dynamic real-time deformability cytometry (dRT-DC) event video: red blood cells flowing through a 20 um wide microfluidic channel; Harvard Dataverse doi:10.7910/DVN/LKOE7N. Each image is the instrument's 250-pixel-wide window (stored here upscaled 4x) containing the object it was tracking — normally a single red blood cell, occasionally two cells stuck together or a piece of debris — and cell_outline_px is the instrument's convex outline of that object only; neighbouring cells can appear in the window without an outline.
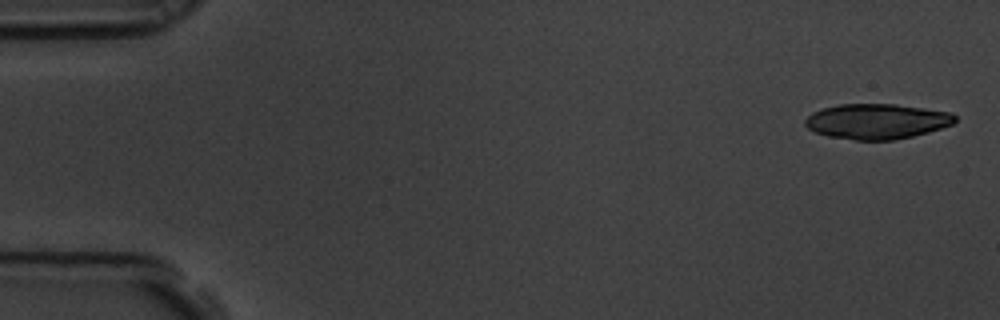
{"species": "common noctule bat (a hibernating species)", "species_latin": "Nyctalus noctula", "temperature_condition": "room temperature", "stored_images_in_passage": 5, "camera_frame_rate_fps": 3000, "um_per_image_px": 0.085, "animal": {"sex": "male", "body_mass_g": 19.5, "forearm_length_mm": 54.6}, "frame": {"image": 1, "passage_image": 1, "time_ms": 0.0, "image_size_px": [1000, 320], "cell_outline_px": [[956, 120], [952, 124], [928, 132], [896, 140], [856, 140], [828, 136], [816, 132], [808, 128], [804, 124], [804, 120], [812, 112], [824, 108], [840, 104], [896, 104], [952, 112], [956, 116]], "centroid_in_image_um": [74.53, 10.31], "position_along_channel_um": 10.5, "area_um2": 30.75}}